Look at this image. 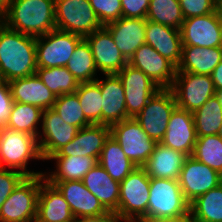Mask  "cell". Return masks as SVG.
I'll use <instances>...</instances> for the list:
<instances>
[{
    "instance_id": "cell-33",
    "label": "cell",
    "mask_w": 222,
    "mask_h": 222,
    "mask_svg": "<svg viewBox=\"0 0 222 222\" xmlns=\"http://www.w3.org/2000/svg\"><path fill=\"white\" fill-rule=\"evenodd\" d=\"M42 114L43 110L37 106L14 101L5 127L28 133L37 138L41 132L38 125L40 126L42 123L40 122L42 121Z\"/></svg>"
},
{
    "instance_id": "cell-5",
    "label": "cell",
    "mask_w": 222,
    "mask_h": 222,
    "mask_svg": "<svg viewBox=\"0 0 222 222\" xmlns=\"http://www.w3.org/2000/svg\"><path fill=\"white\" fill-rule=\"evenodd\" d=\"M149 198L150 177L143 167H137L120 182L116 214L126 222H139L147 214Z\"/></svg>"
},
{
    "instance_id": "cell-52",
    "label": "cell",
    "mask_w": 222,
    "mask_h": 222,
    "mask_svg": "<svg viewBox=\"0 0 222 222\" xmlns=\"http://www.w3.org/2000/svg\"><path fill=\"white\" fill-rule=\"evenodd\" d=\"M218 135L222 138V125H221L220 132Z\"/></svg>"
},
{
    "instance_id": "cell-8",
    "label": "cell",
    "mask_w": 222,
    "mask_h": 222,
    "mask_svg": "<svg viewBox=\"0 0 222 222\" xmlns=\"http://www.w3.org/2000/svg\"><path fill=\"white\" fill-rule=\"evenodd\" d=\"M110 135L137 167L145 165L157 144L134 118H128L110 126Z\"/></svg>"
},
{
    "instance_id": "cell-28",
    "label": "cell",
    "mask_w": 222,
    "mask_h": 222,
    "mask_svg": "<svg viewBox=\"0 0 222 222\" xmlns=\"http://www.w3.org/2000/svg\"><path fill=\"white\" fill-rule=\"evenodd\" d=\"M47 160L56 161V170L43 174L52 185L57 182L82 181L83 177L98 164V158L92 156H50Z\"/></svg>"
},
{
    "instance_id": "cell-41",
    "label": "cell",
    "mask_w": 222,
    "mask_h": 222,
    "mask_svg": "<svg viewBox=\"0 0 222 222\" xmlns=\"http://www.w3.org/2000/svg\"><path fill=\"white\" fill-rule=\"evenodd\" d=\"M184 19L204 16L216 11L217 0H179Z\"/></svg>"
},
{
    "instance_id": "cell-37",
    "label": "cell",
    "mask_w": 222,
    "mask_h": 222,
    "mask_svg": "<svg viewBox=\"0 0 222 222\" xmlns=\"http://www.w3.org/2000/svg\"><path fill=\"white\" fill-rule=\"evenodd\" d=\"M146 20L180 29L184 16L179 0H150Z\"/></svg>"
},
{
    "instance_id": "cell-42",
    "label": "cell",
    "mask_w": 222,
    "mask_h": 222,
    "mask_svg": "<svg viewBox=\"0 0 222 222\" xmlns=\"http://www.w3.org/2000/svg\"><path fill=\"white\" fill-rule=\"evenodd\" d=\"M25 177L17 170L0 168V208Z\"/></svg>"
},
{
    "instance_id": "cell-12",
    "label": "cell",
    "mask_w": 222,
    "mask_h": 222,
    "mask_svg": "<svg viewBox=\"0 0 222 222\" xmlns=\"http://www.w3.org/2000/svg\"><path fill=\"white\" fill-rule=\"evenodd\" d=\"M116 75L124 87L127 118H135L160 88L144 72L130 64Z\"/></svg>"
},
{
    "instance_id": "cell-11",
    "label": "cell",
    "mask_w": 222,
    "mask_h": 222,
    "mask_svg": "<svg viewBox=\"0 0 222 222\" xmlns=\"http://www.w3.org/2000/svg\"><path fill=\"white\" fill-rule=\"evenodd\" d=\"M177 107L170 88H160L134 118L142 129L157 143L163 139L168 121Z\"/></svg>"
},
{
    "instance_id": "cell-23",
    "label": "cell",
    "mask_w": 222,
    "mask_h": 222,
    "mask_svg": "<svg viewBox=\"0 0 222 222\" xmlns=\"http://www.w3.org/2000/svg\"><path fill=\"white\" fill-rule=\"evenodd\" d=\"M145 42L178 67L182 58L180 29L147 20Z\"/></svg>"
},
{
    "instance_id": "cell-29",
    "label": "cell",
    "mask_w": 222,
    "mask_h": 222,
    "mask_svg": "<svg viewBox=\"0 0 222 222\" xmlns=\"http://www.w3.org/2000/svg\"><path fill=\"white\" fill-rule=\"evenodd\" d=\"M222 60V47L182 46V58L176 72L211 75Z\"/></svg>"
},
{
    "instance_id": "cell-38",
    "label": "cell",
    "mask_w": 222,
    "mask_h": 222,
    "mask_svg": "<svg viewBox=\"0 0 222 222\" xmlns=\"http://www.w3.org/2000/svg\"><path fill=\"white\" fill-rule=\"evenodd\" d=\"M191 156L222 175V138L219 135L197 137Z\"/></svg>"
},
{
    "instance_id": "cell-4",
    "label": "cell",
    "mask_w": 222,
    "mask_h": 222,
    "mask_svg": "<svg viewBox=\"0 0 222 222\" xmlns=\"http://www.w3.org/2000/svg\"><path fill=\"white\" fill-rule=\"evenodd\" d=\"M189 211L178 180L150 178V198L147 214L139 222L183 215Z\"/></svg>"
},
{
    "instance_id": "cell-47",
    "label": "cell",
    "mask_w": 222,
    "mask_h": 222,
    "mask_svg": "<svg viewBox=\"0 0 222 222\" xmlns=\"http://www.w3.org/2000/svg\"><path fill=\"white\" fill-rule=\"evenodd\" d=\"M211 78L214 84L215 90L222 89V60L213 70Z\"/></svg>"
},
{
    "instance_id": "cell-13",
    "label": "cell",
    "mask_w": 222,
    "mask_h": 222,
    "mask_svg": "<svg viewBox=\"0 0 222 222\" xmlns=\"http://www.w3.org/2000/svg\"><path fill=\"white\" fill-rule=\"evenodd\" d=\"M185 200L190 204L196 198L222 183V175L192 156L185 159L178 179Z\"/></svg>"
},
{
    "instance_id": "cell-32",
    "label": "cell",
    "mask_w": 222,
    "mask_h": 222,
    "mask_svg": "<svg viewBox=\"0 0 222 222\" xmlns=\"http://www.w3.org/2000/svg\"><path fill=\"white\" fill-rule=\"evenodd\" d=\"M65 67L79 83L92 82L97 79L98 69L91 47L85 38L78 43Z\"/></svg>"
},
{
    "instance_id": "cell-49",
    "label": "cell",
    "mask_w": 222,
    "mask_h": 222,
    "mask_svg": "<svg viewBox=\"0 0 222 222\" xmlns=\"http://www.w3.org/2000/svg\"><path fill=\"white\" fill-rule=\"evenodd\" d=\"M216 11H217V13L219 15L220 22H221V25H222V0H217Z\"/></svg>"
},
{
    "instance_id": "cell-6",
    "label": "cell",
    "mask_w": 222,
    "mask_h": 222,
    "mask_svg": "<svg viewBox=\"0 0 222 222\" xmlns=\"http://www.w3.org/2000/svg\"><path fill=\"white\" fill-rule=\"evenodd\" d=\"M41 175L26 176L0 208V222H34Z\"/></svg>"
},
{
    "instance_id": "cell-50",
    "label": "cell",
    "mask_w": 222,
    "mask_h": 222,
    "mask_svg": "<svg viewBox=\"0 0 222 222\" xmlns=\"http://www.w3.org/2000/svg\"><path fill=\"white\" fill-rule=\"evenodd\" d=\"M215 95L218 97L219 102H220V104L222 106V89L216 90Z\"/></svg>"
},
{
    "instance_id": "cell-7",
    "label": "cell",
    "mask_w": 222,
    "mask_h": 222,
    "mask_svg": "<svg viewBox=\"0 0 222 222\" xmlns=\"http://www.w3.org/2000/svg\"><path fill=\"white\" fill-rule=\"evenodd\" d=\"M56 29L85 38L103 27L89 0H55Z\"/></svg>"
},
{
    "instance_id": "cell-15",
    "label": "cell",
    "mask_w": 222,
    "mask_h": 222,
    "mask_svg": "<svg viewBox=\"0 0 222 222\" xmlns=\"http://www.w3.org/2000/svg\"><path fill=\"white\" fill-rule=\"evenodd\" d=\"M42 124L37 140L43 161L74 139L78 128L67 124L53 109L43 110Z\"/></svg>"
},
{
    "instance_id": "cell-17",
    "label": "cell",
    "mask_w": 222,
    "mask_h": 222,
    "mask_svg": "<svg viewBox=\"0 0 222 222\" xmlns=\"http://www.w3.org/2000/svg\"><path fill=\"white\" fill-rule=\"evenodd\" d=\"M89 43L98 72L103 75L117 74L128 61L114 43L111 33L103 26L85 37Z\"/></svg>"
},
{
    "instance_id": "cell-9",
    "label": "cell",
    "mask_w": 222,
    "mask_h": 222,
    "mask_svg": "<svg viewBox=\"0 0 222 222\" xmlns=\"http://www.w3.org/2000/svg\"><path fill=\"white\" fill-rule=\"evenodd\" d=\"M82 36L58 29L36 37L37 68L65 67Z\"/></svg>"
},
{
    "instance_id": "cell-22",
    "label": "cell",
    "mask_w": 222,
    "mask_h": 222,
    "mask_svg": "<svg viewBox=\"0 0 222 222\" xmlns=\"http://www.w3.org/2000/svg\"><path fill=\"white\" fill-rule=\"evenodd\" d=\"M102 94V125L112 126L127 118L124 87L116 74L95 80Z\"/></svg>"
},
{
    "instance_id": "cell-14",
    "label": "cell",
    "mask_w": 222,
    "mask_h": 222,
    "mask_svg": "<svg viewBox=\"0 0 222 222\" xmlns=\"http://www.w3.org/2000/svg\"><path fill=\"white\" fill-rule=\"evenodd\" d=\"M180 34L182 46L222 47V25L217 11L184 19Z\"/></svg>"
},
{
    "instance_id": "cell-20",
    "label": "cell",
    "mask_w": 222,
    "mask_h": 222,
    "mask_svg": "<svg viewBox=\"0 0 222 222\" xmlns=\"http://www.w3.org/2000/svg\"><path fill=\"white\" fill-rule=\"evenodd\" d=\"M110 126L93 124L78 130L76 136L52 156H92L99 158Z\"/></svg>"
},
{
    "instance_id": "cell-27",
    "label": "cell",
    "mask_w": 222,
    "mask_h": 222,
    "mask_svg": "<svg viewBox=\"0 0 222 222\" xmlns=\"http://www.w3.org/2000/svg\"><path fill=\"white\" fill-rule=\"evenodd\" d=\"M82 182L107 211H118L120 183L111 178L99 163L83 177Z\"/></svg>"
},
{
    "instance_id": "cell-46",
    "label": "cell",
    "mask_w": 222,
    "mask_h": 222,
    "mask_svg": "<svg viewBox=\"0 0 222 222\" xmlns=\"http://www.w3.org/2000/svg\"><path fill=\"white\" fill-rule=\"evenodd\" d=\"M151 222H197L189 210L183 215L173 216V217H163L159 219L152 220Z\"/></svg>"
},
{
    "instance_id": "cell-45",
    "label": "cell",
    "mask_w": 222,
    "mask_h": 222,
    "mask_svg": "<svg viewBox=\"0 0 222 222\" xmlns=\"http://www.w3.org/2000/svg\"><path fill=\"white\" fill-rule=\"evenodd\" d=\"M74 222H126L122 220L116 213L108 211L98 216H88L75 218Z\"/></svg>"
},
{
    "instance_id": "cell-10",
    "label": "cell",
    "mask_w": 222,
    "mask_h": 222,
    "mask_svg": "<svg viewBox=\"0 0 222 222\" xmlns=\"http://www.w3.org/2000/svg\"><path fill=\"white\" fill-rule=\"evenodd\" d=\"M177 107L194 112L200 108L216 90L211 75L176 72L170 87Z\"/></svg>"
},
{
    "instance_id": "cell-36",
    "label": "cell",
    "mask_w": 222,
    "mask_h": 222,
    "mask_svg": "<svg viewBox=\"0 0 222 222\" xmlns=\"http://www.w3.org/2000/svg\"><path fill=\"white\" fill-rule=\"evenodd\" d=\"M78 96L86 119L93 124H102V94L96 81L79 83Z\"/></svg>"
},
{
    "instance_id": "cell-2",
    "label": "cell",
    "mask_w": 222,
    "mask_h": 222,
    "mask_svg": "<svg viewBox=\"0 0 222 222\" xmlns=\"http://www.w3.org/2000/svg\"><path fill=\"white\" fill-rule=\"evenodd\" d=\"M2 22L34 37L56 29L55 0H12Z\"/></svg>"
},
{
    "instance_id": "cell-3",
    "label": "cell",
    "mask_w": 222,
    "mask_h": 222,
    "mask_svg": "<svg viewBox=\"0 0 222 222\" xmlns=\"http://www.w3.org/2000/svg\"><path fill=\"white\" fill-rule=\"evenodd\" d=\"M43 160L35 136L5 127L0 135V168L13 169L25 176L44 174L27 169L29 160Z\"/></svg>"
},
{
    "instance_id": "cell-21",
    "label": "cell",
    "mask_w": 222,
    "mask_h": 222,
    "mask_svg": "<svg viewBox=\"0 0 222 222\" xmlns=\"http://www.w3.org/2000/svg\"><path fill=\"white\" fill-rule=\"evenodd\" d=\"M74 216L69 204L55 185L49 183L41 174L38 195L36 222H72Z\"/></svg>"
},
{
    "instance_id": "cell-31",
    "label": "cell",
    "mask_w": 222,
    "mask_h": 222,
    "mask_svg": "<svg viewBox=\"0 0 222 222\" xmlns=\"http://www.w3.org/2000/svg\"><path fill=\"white\" fill-rule=\"evenodd\" d=\"M197 137L218 135L222 125V106L216 95L192 112Z\"/></svg>"
},
{
    "instance_id": "cell-35",
    "label": "cell",
    "mask_w": 222,
    "mask_h": 222,
    "mask_svg": "<svg viewBox=\"0 0 222 222\" xmlns=\"http://www.w3.org/2000/svg\"><path fill=\"white\" fill-rule=\"evenodd\" d=\"M36 74L55 96L75 93L79 85L66 67L37 68Z\"/></svg>"
},
{
    "instance_id": "cell-39",
    "label": "cell",
    "mask_w": 222,
    "mask_h": 222,
    "mask_svg": "<svg viewBox=\"0 0 222 222\" xmlns=\"http://www.w3.org/2000/svg\"><path fill=\"white\" fill-rule=\"evenodd\" d=\"M52 109L65 123L73 125L78 129L92 125L86 119L76 93L57 96Z\"/></svg>"
},
{
    "instance_id": "cell-34",
    "label": "cell",
    "mask_w": 222,
    "mask_h": 222,
    "mask_svg": "<svg viewBox=\"0 0 222 222\" xmlns=\"http://www.w3.org/2000/svg\"><path fill=\"white\" fill-rule=\"evenodd\" d=\"M189 210L197 222H222V183L191 202Z\"/></svg>"
},
{
    "instance_id": "cell-16",
    "label": "cell",
    "mask_w": 222,
    "mask_h": 222,
    "mask_svg": "<svg viewBox=\"0 0 222 222\" xmlns=\"http://www.w3.org/2000/svg\"><path fill=\"white\" fill-rule=\"evenodd\" d=\"M128 64L144 72L159 88H170L177 68L149 44L141 45Z\"/></svg>"
},
{
    "instance_id": "cell-26",
    "label": "cell",
    "mask_w": 222,
    "mask_h": 222,
    "mask_svg": "<svg viewBox=\"0 0 222 222\" xmlns=\"http://www.w3.org/2000/svg\"><path fill=\"white\" fill-rule=\"evenodd\" d=\"M187 157L186 154L180 151L157 143L154 152L143 168L150 178L178 180Z\"/></svg>"
},
{
    "instance_id": "cell-43",
    "label": "cell",
    "mask_w": 222,
    "mask_h": 222,
    "mask_svg": "<svg viewBox=\"0 0 222 222\" xmlns=\"http://www.w3.org/2000/svg\"><path fill=\"white\" fill-rule=\"evenodd\" d=\"M121 3L122 17L146 19L150 0H121Z\"/></svg>"
},
{
    "instance_id": "cell-24",
    "label": "cell",
    "mask_w": 222,
    "mask_h": 222,
    "mask_svg": "<svg viewBox=\"0 0 222 222\" xmlns=\"http://www.w3.org/2000/svg\"><path fill=\"white\" fill-rule=\"evenodd\" d=\"M55 186L69 204L74 218L98 216L108 212L82 181L57 182Z\"/></svg>"
},
{
    "instance_id": "cell-44",
    "label": "cell",
    "mask_w": 222,
    "mask_h": 222,
    "mask_svg": "<svg viewBox=\"0 0 222 222\" xmlns=\"http://www.w3.org/2000/svg\"><path fill=\"white\" fill-rule=\"evenodd\" d=\"M13 102L9 83L2 79L0 81V121L5 125L10 117Z\"/></svg>"
},
{
    "instance_id": "cell-30",
    "label": "cell",
    "mask_w": 222,
    "mask_h": 222,
    "mask_svg": "<svg viewBox=\"0 0 222 222\" xmlns=\"http://www.w3.org/2000/svg\"><path fill=\"white\" fill-rule=\"evenodd\" d=\"M98 163L117 182H122L137 166L124 154L121 146L112 138L105 141Z\"/></svg>"
},
{
    "instance_id": "cell-19",
    "label": "cell",
    "mask_w": 222,
    "mask_h": 222,
    "mask_svg": "<svg viewBox=\"0 0 222 222\" xmlns=\"http://www.w3.org/2000/svg\"><path fill=\"white\" fill-rule=\"evenodd\" d=\"M146 22L147 20L143 18L121 17L104 25L127 61L141 45L146 43Z\"/></svg>"
},
{
    "instance_id": "cell-25",
    "label": "cell",
    "mask_w": 222,
    "mask_h": 222,
    "mask_svg": "<svg viewBox=\"0 0 222 222\" xmlns=\"http://www.w3.org/2000/svg\"><path fill=\"white\" fill-rule=\"evenodd\" d=\"M8 83L13 101L34 105L42 110L52 109L56 101L57 96L44 85L36 73Z\"/></svg>"
},
{
    "instance_id": "cell-18",
    "label": "cell",
    "mask_w": 222,
    "mask_h": 222,
    "mask_svg": "<svg viewBox=\"0 0 222 222\" xmlns=\"http://www.w3.org/2000/svg\"><path fill=\"white\" fill-rule=\"evenodd\" d=\"M197 134L192 112L176 107L168 121L167 130L160 143L191 156Z\"/></svg>"
},
{
    "instance_id": "cell-48",
    "label": "cell",
    "mask_w": 222,
    "mask_h": 222,
    "mask_svg": "<svg viewBox=\"0 0 222 222\" xmlns=\"http://www.w3.org/2000/svg\"><path fill=\"white\" fill-rule=\"evenodd\" d=\"M12 0H0V19L2 20L5 16V14L8 11L10 2Z\"/></svg>"
},
{
    "instance_id": "cell-1",
    "label": "cell",
    "mask_w": 222,
    "mask_h": 222,
    "mask_svg": "<svg viewBox=\"0 0 222 222\" xmlns=\"http://www.w3.org/2000/svg\"><path fill=\"white\" fill-rule=\"evenodd\" d=\"M36 37L0 23V76L9 82L36 73Z\"/></svg>"
},
{
    "instance_id": "cell-40",
    "label": "cell",
    "mask_w": 222,
    "mask_h": 222,
    "mask_svg": "<svg viewBox=\"0 0 222 222\" xmlns=\"http://www.w3.org/2000/svg\"><path fill=\"white\" fill-rule=\"evenodd\" d=\"M102 25L116 21L122 17L121 0H89Z\"/></svg>"
},
{
    "instance_id": "cell-51",
    "label": "cell",
    "mask_w": 222,
    "mask_h": 222,
    "mask_svg": "<svg viewBox=\"0 0 222 222\" xmlns=\"http://www.w3.org/2000/svg\"><path fill=\"white\" fill-rule=\"evenodd\" d=\"M4 128H5V124L0 121V135L3 132Z\"/></svg>"
}]
</instances>
